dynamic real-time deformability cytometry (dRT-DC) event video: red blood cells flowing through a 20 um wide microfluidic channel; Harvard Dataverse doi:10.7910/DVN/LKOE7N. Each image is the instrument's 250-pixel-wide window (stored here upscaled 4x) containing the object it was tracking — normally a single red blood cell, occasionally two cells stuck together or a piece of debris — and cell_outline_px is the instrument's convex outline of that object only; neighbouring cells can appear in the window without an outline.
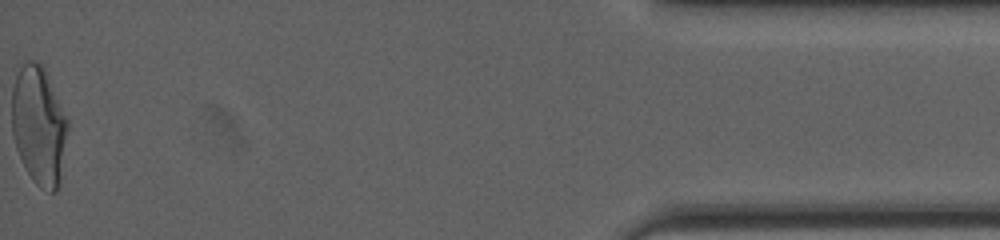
{"species": "human", "species_latin": "Homo sapiens", "temperature_condition": "cold", "stored_images_in_passage": 57, "segment_of_instrument_passage": [2, 2], "camera_frame_rate_fps": 3000, "um_per_image_px": 0.085, "donor": {"sex": "female"}, "frame": {"image": 1, "passage_image": 57, "time_ms": 18.667, "image_size_px": [1000, 240], "cell_outline_px": [[64, 132], [56, 188], [52, 192], [20, 72], [32, 64], [36, 64], [40, 68], [44, 76], [64, 120]], "centroid_in_image_um": [3.82, 10.18], "position_along_channel_um": 431.4, "area_um2": 19.36}}